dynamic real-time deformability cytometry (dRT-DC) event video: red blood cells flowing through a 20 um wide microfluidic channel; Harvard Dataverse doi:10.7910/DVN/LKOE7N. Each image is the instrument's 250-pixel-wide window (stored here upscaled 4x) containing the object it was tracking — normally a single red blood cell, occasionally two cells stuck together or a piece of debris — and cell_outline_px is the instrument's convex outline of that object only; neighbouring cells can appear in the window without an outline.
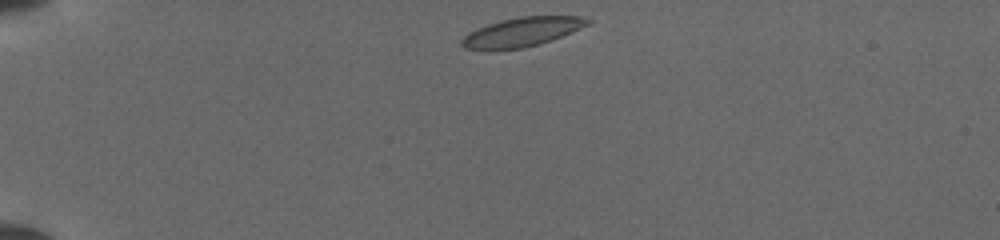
{"species": "common noctule bat (a hibernating species)", "species_latin": "Nyctalus noctula", "temperature_condition": "cold", "stored_images_in_passage": 38, "camera_frame_rate_fps": 3000, "um_per_image_px": 0.085, "animal": {"sex": "female", "body_mass_g": 19.5, "forearm_length_mm": 54.1}, "frame": {"image": 1, "passage_image": 1, "time_ms": 0.0, "image_size_px": [1000, 240], "cell_outline_px": [[592, 20], [588, 24], [552, 40], [540, 44], [520, 48], [488, 52], [464, 48], [460, 44], [460, 40], [468, 32], [476, 28], [488, 24], [520, 16], [580, 16]], "centroid_in_image_um": [44.27, 2.75], "position_along_channel_um": 40.7, "area_um2": 21.62}}
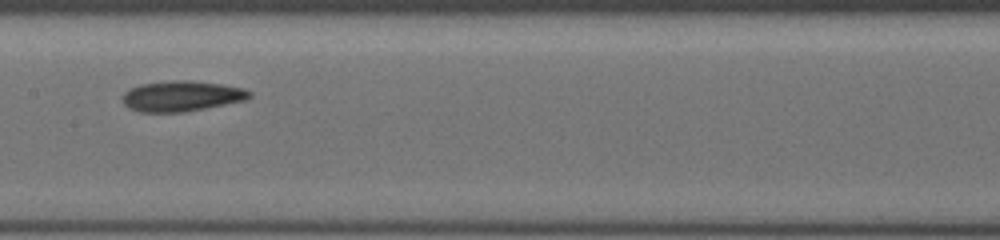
{"frame": {"image": 2, "passage_image": 16, "time_ms": 5.0, "image_size_px": [1000, 240], "cell_outline_px": [[252, 96], [244, 100], [184, 112], [140, 112], [128, 108], [120, 100], [124, 92], [128, 88], [140, 84], [172, 80], [192, 80], [220, 84], [244, 88], [252, 92]], "centroid_in_image_um": [15.38, 8.16], "position_along_channel_um": 192.0, "area_um2": 22.72}}
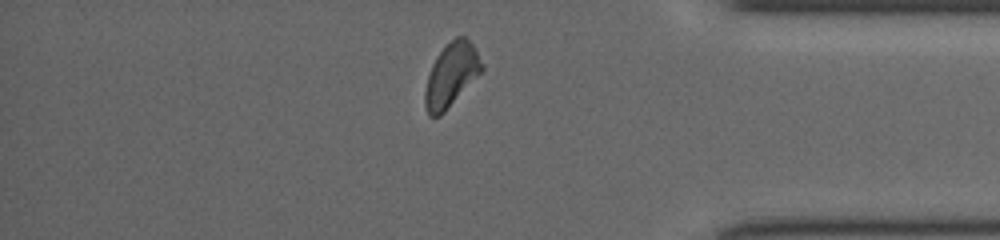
{"frame": {"image": 3, "passage_image": 32, "time_ms": 10.333, "image_size_px": [1000, 240], "cell_outline_px": [[484, 68], [444, 112], [440, 116], [428, 116], [424, 104], [424, 92], [428, 76], [432, 64], [436, 56], [456, 36], [464, 36], [472, 44]], "centroid_in_image_um": [38.32, 6.39], "position_along_channel_um": 396.9, "area_um2": 20.46}}